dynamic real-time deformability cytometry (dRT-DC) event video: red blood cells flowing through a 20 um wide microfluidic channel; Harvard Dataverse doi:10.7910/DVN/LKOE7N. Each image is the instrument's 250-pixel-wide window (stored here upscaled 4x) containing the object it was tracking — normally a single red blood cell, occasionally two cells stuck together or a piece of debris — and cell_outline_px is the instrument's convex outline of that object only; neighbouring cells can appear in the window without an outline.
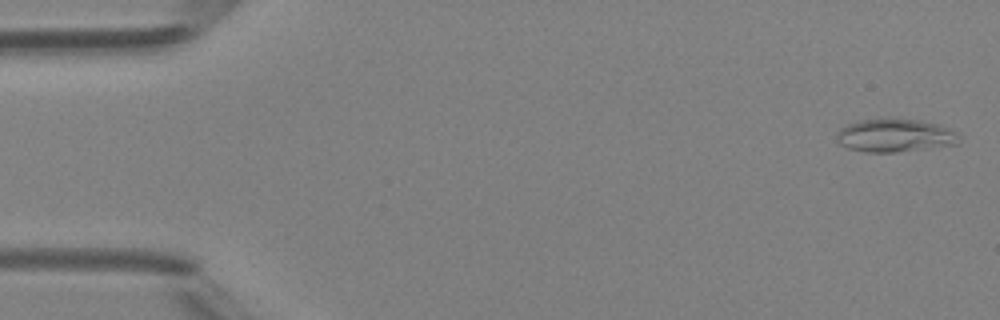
{"species": "Egyptian fruit bat (a non-hibernating species)", "species_latin": "Rousettus aegyptiacus", "temperature_condition": "room temperature", "stored_images_in_passage": 4, "camera_frame_rate_fps": 3000, "um_per_image_px": 0.085, "animal": {"sex": "female"}, "frame": {"image": 1, "passage_image": 1, "time_ms": 0.0, "image_size_px": [1000, 320], "cell_outline_px": [[960, 140], [956, 144], [896, 152], [864, 152], [848, 148], [840, 144], [836, 140], [836, 132], [840, 128], [848, 124], [864, 120], [916, 120], [936, 124], [948, 128], [956, 132], [960, 136]], "centroid_in_image_um": [76.04, 11.54], "position_along_channel_um": 9.0, "area_um2": 23.12}}